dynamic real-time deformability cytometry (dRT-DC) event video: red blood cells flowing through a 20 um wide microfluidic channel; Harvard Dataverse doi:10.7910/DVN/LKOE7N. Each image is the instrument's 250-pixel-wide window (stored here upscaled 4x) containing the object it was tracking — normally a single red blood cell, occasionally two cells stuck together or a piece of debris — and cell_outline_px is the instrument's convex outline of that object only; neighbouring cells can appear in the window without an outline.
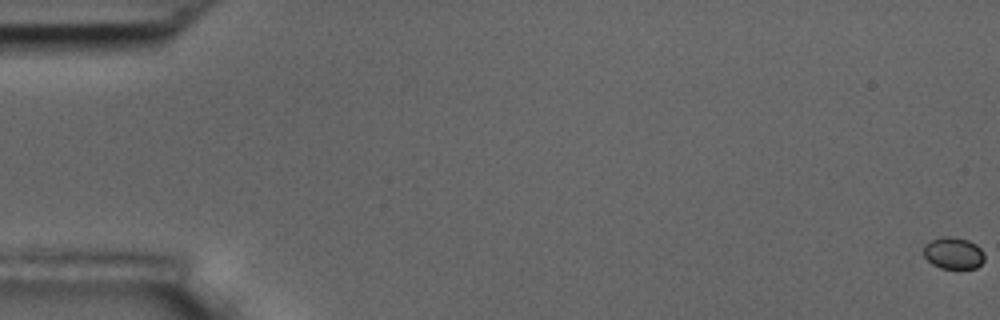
{"species": "common noctule bat (a hibernating species)", "species_latin": "Nyctalus noctula", "temperature_condition": "room temperature", "stored_images_in_passage": 5, "camera_frame_rate_fps": 3000, "um_per_image_px": 0.085, "animal": {"sex": "male", "body_mass_g": 17.5, "forearm_length_mm": 52.3}, "frame": {"image": 1, "passage_image": 1, "time_ms": 0.0, "image_size_px": [1000, 320], "cell_outline_px": [[984, 260], [976, 268], [940, 268], [932, 264], [924, 256], [924, 244], [932, 240], [944, 236], [948, 236], [968, 240], [976, 244], [984, 252]], "centroid_in_image_um": [81.04, 21.51], "position_along_channel_um": 4.0, "area_um2": 11.21}}
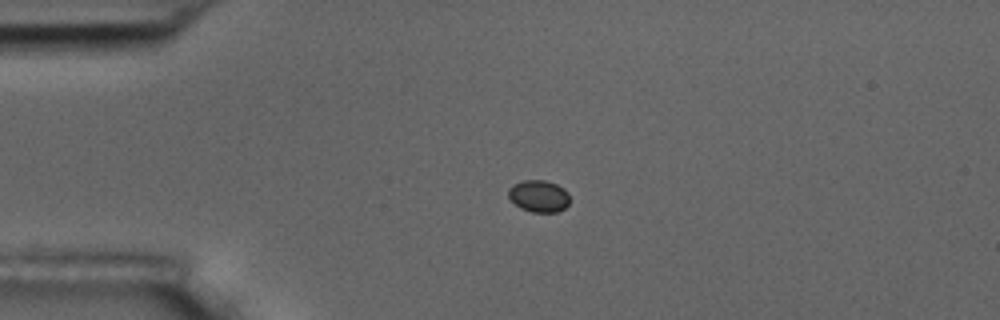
{"frame": {"image": 2, "passage_image": 5, "time_ms": 4.667, "image_size_px": [1000, 320], "cell_outline_px": [[568, 204], [564, 208], [556, 212], [532, 212], [520, 208], [508, 196], [508, 188], [512, 184], [524, 180], [544, 180], [556, 184], [564, 188], [568, 192]], "centroid_in_image_um": [45.78, 16.66], "position_along_channel_um": 39.2, "area_um2": 11.39}}